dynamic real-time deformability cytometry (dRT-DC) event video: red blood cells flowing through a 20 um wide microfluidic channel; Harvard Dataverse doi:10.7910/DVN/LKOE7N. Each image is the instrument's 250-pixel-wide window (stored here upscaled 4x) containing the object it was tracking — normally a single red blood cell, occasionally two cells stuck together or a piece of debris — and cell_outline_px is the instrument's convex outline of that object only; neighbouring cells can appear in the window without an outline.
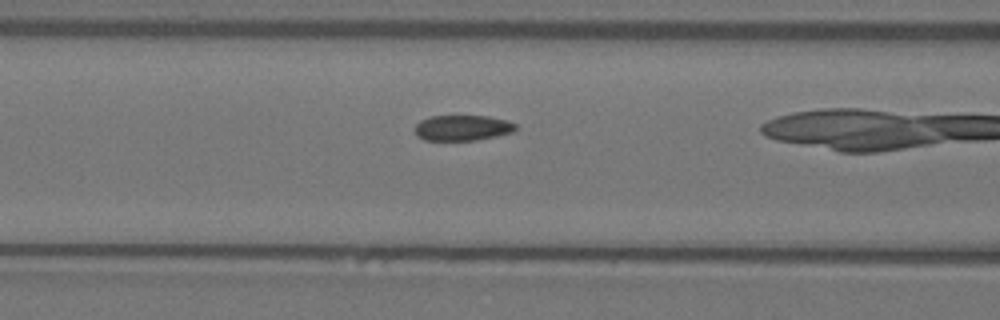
{"species": "Egyptian fruit bat (a non-hibernating species)", "species_latin": "Rousettus aegyptiacus", "temperature_condition": "warm", "stored_images_in_passage": 41, "camera_frame_rate_fps": 3000, "um_per_image_px": 0.085, "animal": {"sex": "female"}, "frame": {"image": 1, "passage_image": 19, "time_ms": 6.0, "image_size_px": [1000, 320], "cell_outline_px": [[516, 128], [512, 132], [496, 136], [476, 140], [424, 140], [416, 136], [416, 124], [420, 120], [432, 116], [488, 116], [508, 120], [516, 124]], "centroid_in_image_um": [39.31, 10.86], "position_along_channel_um": 127.3, "area_um2": 14.97}}
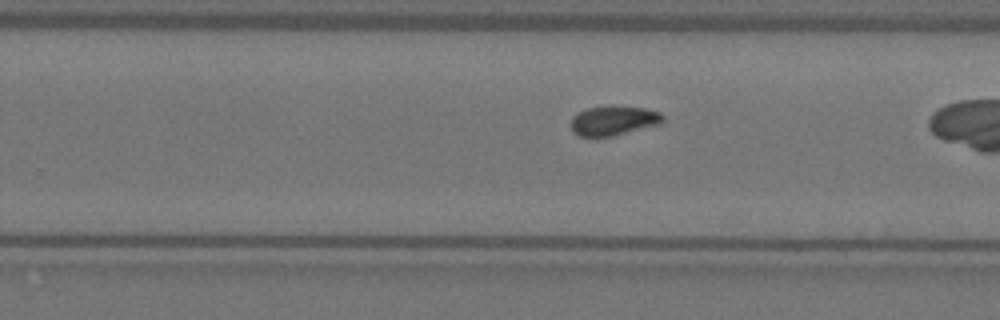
{"frame": {"image": 2, "passage_image": 32, "time_ms": 10.333, "image_size_px": [1000, 320], "cell_outline_px": [[664, 120], [660, 124], [612, 136], [580, 136], [572, 132], [572, 116], [576, 112], [584, 108], [612, 104], [644, 108], [660, 112], [664, 116]], "centroid_in_image_um": [52.14, 10.21], "position_along_channel_um": 277.7, "area_um2": 16.18}}
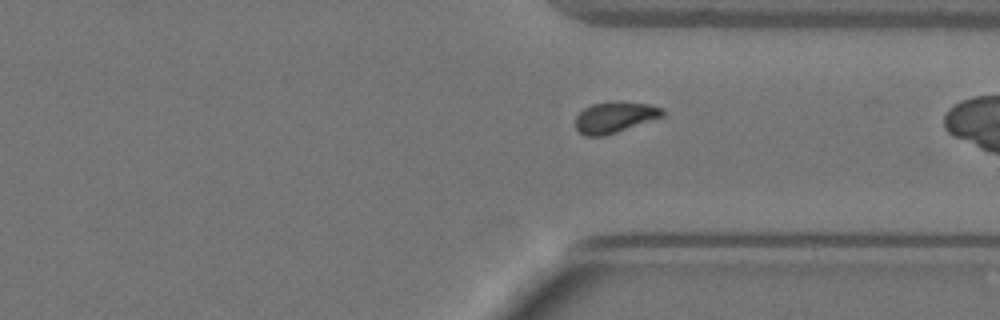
{"frame": {"image": 3, "passage_image": 39, "time_ms": 12.667, "image_size_px": [1000, 320], "cell_outline_px": [[664, 116], [604, 136], [584, 136], [576, 128], [576, 116], [584, 108], [592, 104], [648, 104], [664, 108]], "centroid_in_image_um": [52.24, 10.01], "position_along_channel_um": 359.2, "area_um2": 14.97}}